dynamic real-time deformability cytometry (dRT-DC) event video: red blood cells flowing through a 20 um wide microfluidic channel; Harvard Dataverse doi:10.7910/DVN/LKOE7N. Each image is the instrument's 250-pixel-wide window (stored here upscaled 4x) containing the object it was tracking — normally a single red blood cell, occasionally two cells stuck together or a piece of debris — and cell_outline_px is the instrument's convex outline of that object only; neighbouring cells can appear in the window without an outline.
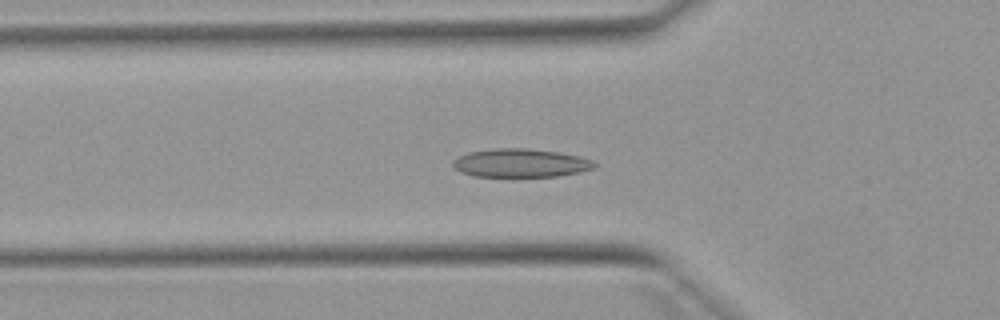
{"species": "Egyptian fruit bat (a non-hibernating species)", "species_latin": "Rousettus aegyptiacus", "temperature_condition": "warm", "stored_images_in_passage": 53, "camera_frame_rate_fps": 3000, "um_per_image_px": 0.085, "animal": {"sex": "female"}, "frame": {"image": 1, "passage_image": 17, "time_ms": 5.333, "image_size_px": [1000, 320], "cell_outline_px": [[596, 168], [580, 172], [556, 176], [472, 176], [460, 172], [452, 164], [452, 160], [468, 152], [492, 148], [528, 148], [556, 152], [580, 156], [592, 160], [596, 164]], "centroid_in_image_um": [44.25, 13.85], "position_along_channel_um": 81.6, "area_um2": 23.47}}
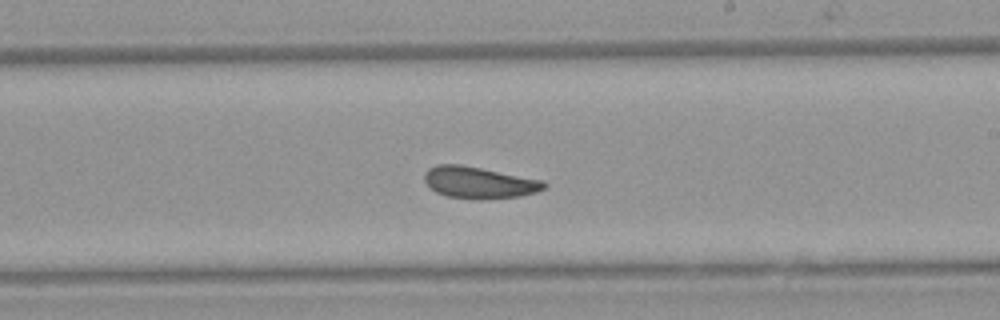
{"frame": {"image": 2, "passage_image": 30, "time_ms": 9.667, "image_size_px": [1000, 320], "cell_outline_px": [[548, 184], [544, 188], [536, 192], [520, 196], [480, 200], [472, 200], [448, 196], [436, 192], [424, 180], [424, 172], [428, 168], [436, 164], [460, 164], [544, 180]], "centroid_in_image_um": [40.72, 15.52], "position_along_channel_um": 248.3, "area_um2": 22.25}}
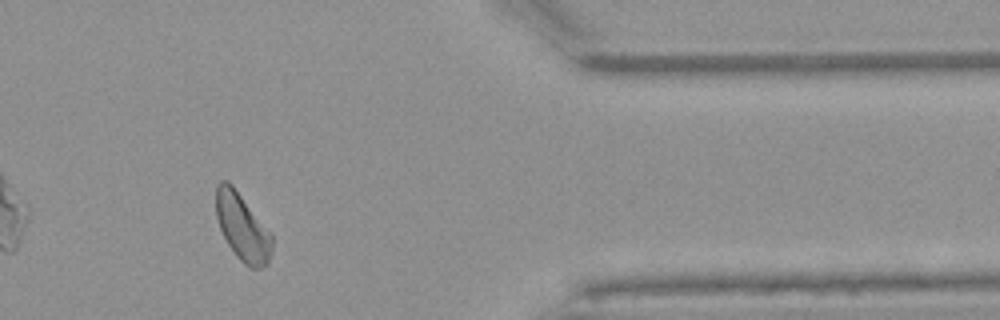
{"frame": {"image": 3, "passage_image": 43, "time_ms": 14.0, "image_size_px": [1000, 320], "cell_outline_px": [[272, 252], [268, 264], [260, 268], [248, 268], [236, 256], [228, 244], [220, 228], [216, 216], [216, 184], [220, 180], [228, 180], [232, 184], [272, 232]], "centroid_in_image_um": [20.62, 19.3], "position_along_channel_um": 390.8, "area_um2": 22.25}, "authors_computed_cell_mechanics": {"area_um2": 22.542, "velocity_mm_per_s": 3.8539, "shape_relaxation_time_tau1_ms": 3.1364, "shape_relaxation_time_tau2_ms": 2.6509, "deformation_change_tau1": 0.0878, "deformation_change_tau2": 0.0657}}